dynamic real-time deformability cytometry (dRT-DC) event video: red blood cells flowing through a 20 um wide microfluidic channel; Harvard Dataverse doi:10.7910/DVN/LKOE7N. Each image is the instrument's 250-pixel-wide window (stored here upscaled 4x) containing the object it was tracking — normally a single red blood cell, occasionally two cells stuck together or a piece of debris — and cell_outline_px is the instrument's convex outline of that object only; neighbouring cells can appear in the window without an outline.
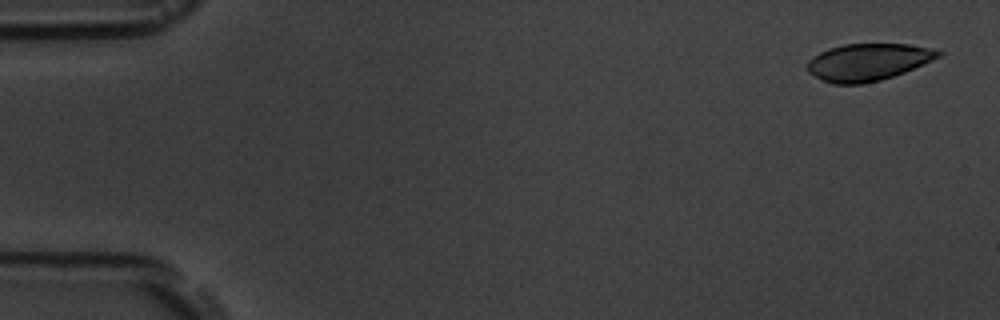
{"species": "common noctule bat (a hibernating species)", "species_latin": "Nyctalus noctula", "temperature_condition": "room temperature", "stored_images_in_passage": 5, "camera_frame_rate_fps": 3000, "um_per_image_px": 0.085, "animal": {"sex": "male", "body_mass_g": 19.5, "forearm_length_mm": 54.6}, "frame": {"image": 1, "passage_image": 1, "time_ms": 0.0, "image_size_px": [1000, 320], "cell_outline_px": [[944, 52], [940, 56], [924, 64], [904, 72], [880, 80], [860, 84], [832, 84], [808, 72], [808, 60], [812, 56], [828, 48], [844, 44], [908, 44], [928, 48]], "centroid_in_image_um": [73.76, 5.27], "position_along_channel_um": 11.2, "area_um2": 28.09}}
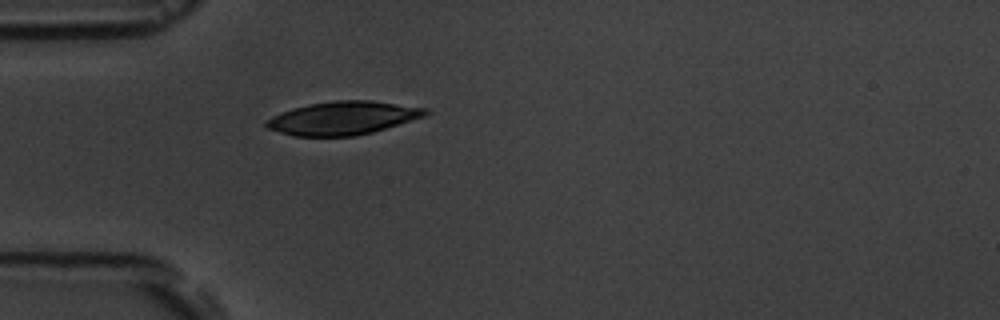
{"frame": {"image": 2, "passage_image": 5, "time_ms": 4.667, "image_size_px": [1000, 320], "cell_outline_px": [[432, 112], [424, 116], [372, 132], [356, 136], [292, 136], [268, 128], [264, 124], [264, 120], [272, 116], [292, 108], [308, 104], [336, 100], [372, 100], [428, 108]], "centroid_in_image_um": [29.14, 10.03], "position_along_channel_um": 55.9, "area_um2": 30.92}}